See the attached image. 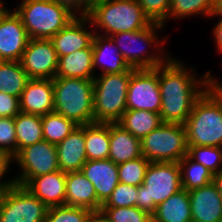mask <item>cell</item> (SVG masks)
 I'll return each instance as SVG.
<instances>
[{
  "label": "cell",
  "mask_w": 222,
  "mask_h": 222,
  "mask_svg": "<svg viewBox=\"0 0 222 222\" xmlns=\"http://www.w3.org/2000/svg\"><path fill=\"white\" fill-rule=\"evenodd\" d=\"M66 173L59 170L32 178L24 187L47 207L65 205Z\"/></svg>",
  "instance_id": "ffe728a7"
},
{
  "label": "cell",
  "mask_w": 222,
  "mask_h": 222,
  "mask_svg": "<svg viewBox=\"0 0 222 222\" xmlns=\"http://www.w3.org/2000/svg\"><path fill=\"white\" fill-rule=\"evenodd\" d=\"M181 189L178 162H150L138 186L136 207L152 216L159 204Z\"/></svg>",
  "instance_id": "52a82bcc"
},
{
  "label": "cell",
  "mask_w": 222,
  "mask_h": 222,
  "mask_svg": "<svg viewBox=\"0 0 222 222\" xmlns=\"http://www.w3.org/2000/svg\"><path fill=\"white\" fill-rule=\"evenodd\" d=\"M216 0H171L168 11V20L171 17L184 18L202 15L210 17L215 12Z\"/></svg>",
  "instance_id": "1f68e13d"
},
{
  "label": "cell",
  "mask_w": 222,
  "mask_h": 222,
  "mask_svg": "<svg viewBox=\"0 0 222 222\" xmlns=\"http://www.w3.org/2000/svg\"><path fill=\"white\" fill-rule=\"evenodd\" d=\"M0 151L13 158L17 154L14 118L0 117Z\"/></svg>",
  "instance_id": "74e56055"
},
{
  "label": "cell",
  "mask_w": 222,
  "mask_h": 222,
  "mask_svg": "<svg viewBox=\"0 0 222 222\" xmlns=\"http://www.w3.org/2000/svg\"><path fill=\"white\" fill-rule=\"evenodd\" d=\"M171 0H137L151 22L165 24Z\"/></svg>",
  "instance_id": "f35d334b"
},
{
  "label": "cell",
  "mask_w": 222,
  "mask_h": 222,
  "mask_svg": "<svg viewBox=\"0 0 222 222\" xmlns=\"http://www.w3.org/2000/svg\"><path fill=\"white\" fill-rule=\"evenodd\" d=\"M149 163L144 156H141L118 164L119 182L136 187L140 186L144 181Z\"/></svg>",
  "instance_id": "d6a6232c"
},
{
  "label": "cell",
  "mask_w": 222,
  "mask_h": 222,
  "mask_svg": "<svg viewBox=\"0 0 222 222\" xmlns=\"http://www.w3.org/2000/svg\"><path fill=\"white\" fill-rule=\"evenodd\" d=\"M82 173L93 183L97 199L103 205L119 183L118 167L112 160H87Z\"/></svg>",
  "instance_id": "ac0fdd59"
},
{
  "label": "cell",
  "mask_w": 222,
  "mask_h": 222,
  "mask_svg": "<svg viewBox=\"0 0 222 222\" xmlns=\"http://www.w3.org/2000/svg\"><path fill=\"white\" fill-rule=\"evenodd\" d=\"M65 189V205L100 212L102 204L97 199L94 185L85 177L82 171L66 173Z\"/></svg>",
  "instance_id": "44dd1931"
},
{
  "label": "cell",
  "mask_w": 222,
  "mask_h": 222,
  "mask_svg": "<svg viewBox=\"0 0 222 222\" xmlns=\"http://www.w3.org/2000/svg\"><path fill=\"white\" fill-rule=\"evenodd\" d=\"M87 160L108 159L110 152V123L85 124Z\"/></svg>",
  "instance_id": "484cf974"
},
{
  "label": "cell",
  "mask_w": 222,
  "mask_h": 222,
  "mask_svg": "<svg viewBox=\"0 0 222 222\" xmlns=\"http://www.w3.org/2000/svg\"><path fill=\"white\" fill-rule=\"evenodd\" d=\"M47 210L24 186L13 183L0 193V222H45Z\"/></svg>",
  "instance_id": "30bf717a"
},
{
  "label": "cell",
  "mask_w": 222,
  "mask_h": 222,
  "mask_svg": "<svg viewBox=\"0 0 222 222\" xmlns=\"http://www.w3.org/2000/svg\"><path fill=\"white\" fill-rule=\"evenodd\" d=\"M4 5L5 4L3 2H0V23L2 19L5 17V15L10 11L4 8L5 7Z\"/></svg>",
  "instance_id": "bcb514c9"
},
{
  "label": "cell",
  "mask_w": 222,
  "mask_h": 222,
  "mask_svg": "<svg viewBox=\"0 0 222 222\" xmlns=\"http://www.w3.org/2000/svg\"><path fill=\"white\" fill-rule=\"evenodd\" d=\"M58 60L51 40L29 39L20 63L29 79H54Z\"/></svg>",
  "instance_id": "4fadbf2b"
},
{
  "label": "cell",
  "mask_w": 222,
  "mask_h": 222,
  "mask_svg": "<svg viewBox=\"0 0 222 222\" xmlns=\"http://www.w3.org/2000/svg\"><path fill=\"white\" fill-rule=\"evenodd\" d=\"M219 16L221 17L213 30L214 41L216 48L219 52H222V13H213L211 17Z\"/></svg>",
  "instance_id": "7bdbcfd3"
},
{
  "label": "cell",
  "mask_w": 222,
  "mask_h": 222,
  "mask_svg": "<svg viewBox=\"0 0 222 222\" xmlns=\"http://www.w3.org/2000/svg\"><path fill=\"white\" fill-rule=\"evenodd\" d=\"M28 80L20 61H3L0 64V92L20 98Z\"/></svg>",
  "instance_id": "f1b7e54d"
},
{
  "label": "cell",
  "mask_w": 222,
  "mask_h": 222,
  "mask_svg": "<svg viewBox=\"0 0 222 222\" xmlns=\"http://www.w3.org/2000/svg\"><path fill=\"white\" fill-rule=\"evenodd\" d=\"M88 222H110L101 212H93Z\"/></svg>",
  "instance_id": "ee69618b"
},
{
  "label": "cell",
  "mask_w": 222,
  "mask_h": 222,
  "mask_svg": "<svg viewBox=\"0 0 222 222\" xmlns=\"http://www.w3.org/2000/svg\"><path fill=\"white\" fill-rule=\"evenodd\" d=\"M152 222H192L189 192L182 188L159 204Z\"/></svg>",
  "instance_id": "d4e9b609"
},
{
  "label": "cell",
  "mask_w": 222,
  "mask_h": 222,
  "mask_svg": "<svg viewBox=\"0 0 222 222\" xmlns=\"http://www.w3.org/2000/svg\"><path fill=\"white\" fill-rule=\"evenodd\" d=\"M178 164L183 189L190 191L213 182L214 174L202 164L192 160L188 155L184 156Z\"/></svg>",
  "instance_id": "f546056e"
},
{
  "label": "cell",
  "mask_w": 222,
  "mask_h": 222,
  "mask_svg": "<svg viewBox=\"0 0 222 222\" xmlns=\"http://www.w3.org/2000/svg\"><path fill=\"white\" fill-rule=\"evenodd\" d=\"M214 13H222V0H216V7Z\"/></svg>",
  "instance_id": "7dc6e473"
},
{
  "label": "cell",
  "mask_w": 222,
  "mask_h": 222,
  "mask_svg": "<svg viewBox=\"0 0 222 222\" xmlns=\"http://www.w3.org/2000/svg\"><path fill=\"white\" fill-rule=\"evenodd\" d=\"M88 21L87 16H76L50 39L58 58L82 49L92 48L93 38L97 31L92 28L90 32L86 28Z\"/></svg>",
  "instance_id": "5bb4252c"
},
{
  "label": "cell",
  "mask_w": 222,
  "mask_h": 222,
  "mask_svg": "<svg viewBox=\"0 0 222 222\" xmlns=\"http://www.w3.org/2000/svg\"><path fill=\"white\" fill-rule=\"evenodd\" d=\"M58 2L60 5L66 7L72 14L75 16L77 13L80 16H88L92 4L94 3L95 0H55Z\"/></svg>",
  "instance_id": "60d3db41"
},
{
  "label": "cell",
  "mask_w": 222,
  "mask_h": 222,
  "mask_svg": "<svg viewBox=\"0 0 222 222\" xmlns=\"http://www.w3.org/2000/svg\"><path fill=\"white\" fill-rule=\"evenodd\" d=\"M20 112L44 116L54 112L52 79H29L19 98Z\"/></svg>",
  "instance_id": "2e32d148"
},
{
  "label": "cell",
  "mask_w": 222,
  "mask_h": 222,
  "mask_svg": "<svg viewBox=\"0 0 222 222\" xmlns=\"http://www.w3.org/2000/svg\"><path fill=\"white\" fill-rule=\"evenodd\" d=\"M138 187L119 182L102 207L136 206Z\"/></svg>",
  "instance_id": "8d00e7d4"
},
{
  "label": "cell",
  "mask_w": 222,
  "mask_h": 222,
  "mask_svg": "<svg viewBox=\"0 0 222 222\" xmlns=\"http://www.w3.org/2000/svg\"><path fill=\"white\" fill-rule=\"evenodd\" d=\"M163 26L164 25L161 23L152 22L148 27L144 29L137 30V31L119 32L114 35H111L110 37L112 38L115 45L121 52L122 57L125 60V62L131 68L152 69L163 64L170 57L169 55L165 57V54L162 57V54H160L161 51H163L164 42L158 43V45H156L157 42H160L158 40L156 33H158L157 31L162 29ZM139 43L140 44L144 43V45H148V46L149 45L152 46L155 44V47L157 46L156 47L157 50L159 51L161 50V51L159 52V55L157 54L152 55L151 53L147 54L148 51H146L147 49H145L144 45L143 47H140L141 45L139 47L137 46L139 45ZM161 46H162V49H158ZM144 53L147 55L145 56Z\"/></svg>",
  "instance_id": "ba28073f"
},
{
  "label": "cell",
  "mask_w": 222,
  "mask_h": 222,
  "mask_svg": "<svg viewBox=\"0 0 222 222\" xmlns=\"http://www.w3.org/2000/svg\"><path fill=\"white\" fill-rule=\"evenodd\" d=\"M187 155L208 168L214 175L222 170V147L188 146Z\"/></svg>",
  "instance_id": "836d02e7"
},
{
  "label": "cell",
  "mask_w": 222,
  "mask_h": 222,
  "mask_svg": "<svg viewBox=\"0 0 222 222\" xmlns=\"http://www.w3.org/2000/svg\"><path fill=\"white\" fill-rule=\"evenodd\" d=\"M54 112L74 121L77 125L94 123V80L55 77Z\"/></svg>",
  "instance_id": "277c9868"
},
{
  "label": "cell",
  "mask_w": 222,
  "mask_h": 222,
  "mask_svg": "<svg viewBox=\"0 0 222 222\" xmlns=\"http://www.w3.org/2000/svg\"><path fill=\"white\" fill-rule=\"evenodd\" d=\"M29 36L20 16L9 11L0 23V57L3 61H20Z\"/></svg>",
  "instance_id": "9a60e30c"
},
{
  "label": "cell",
  "mask_w": 222,
  "mask_h": 222,
  "mask_svg": "<svg viewBox=\"0 0 222 222\" xmlns=\"http://www.w3.org/2000/svg\"><path fill=\"white\" fill-rule=\"evenodd\" d=\"M93 69L99 66L102 73L111 74L126 72L130 66L125 62L121 52L115 45L114 41L109 36L95 33L93 42ZM111 56L109 61L108 56ZM107 59V62H106ZM99 64V65H98ZM102 64V65H101Z\"/></svg>",
  "instance_id": "7402d4cb"
},
{
  "label": "cell",
  "mask_w": 222,
  "mask_h": 222,
  "mask_svg": "<svg viewBox=\"0 0 222 222\" xmlns=\"http://www.w3.org/2000/svg\"><path fill=\"white\" fill-rule=\"evenodd\" d=\"M89 25L104 30V36L137 31L152 22L143 13L137 0H95L87 16Z\"/></svg>",
  "instance_id": "3957f363"
},
{
  "label": "cell",
  "mask_w": 222,
  "mask_h": 222,
  "mask_svg": "<svg viewBox=\"0 0 222 222\" xmlns=\"http://www.w3.org/2000/svg\"><path fill=\"white\" fill-rule=\"evenodd\" d=\"M14 10L30 39L50 40L76 17L55 0H22Z\"/></svg>",
  "instance_id": "5b68a950"
},
{
  "label": "cell",
  "mask_w": 222,
  "mask_h": 222,
  "mask_svg": "<svg viewBox=\"0 0 222 222\" xmlns=\"http://www.w3.org/2000/svg\"><path fill=\"white\" fill-rule=\"evenodd\" d=\"M85 125H78L64 140L56 144L59 169L64 173L81 171L87 161Z\"/></svg>",
  "instance_id": "d6986e66"
},
{
  "label": "cell",
  "mask_w": 222,
  "mask_h": 222,
  "mask_svg": "<svg viewBox=\"0 0 222 222\" xmlns=\"http://www.w3.org/2000/svg\"><path fill=\"white\" fill-rule=\"evenodd\" d=\"M182 63L169 57L158 66L162 122L184 124L196 100L216 80L210 71L199 80Z\"/></svg>",
  "instance_id": "6da1fadb"
},
{
  "label": "cell",
  "mask_w": 222,
  "mask_h": 222,
  "mask_svg": "<svg viewBox=\"0 0 222 222\" xmlns=\"http://www.w3.org/2000/svg\"><path fill=\"white\" fill-rule=\"evenodd\" d=\"M188 192L192 222H222V197L213 182Z\"/></svg>",
  "instance_id": "e0dca14e"
},
{
  "label": "cell",
  "mask_w": 222,
  "mask_h": 222,
  "mask_svg": "<svg viewBox=\"0 0 222 222\" xmlns=\"http://www.w3.org/2000/svg\"><path fill=\"white\" fill-rule=\"evenodd\" d=\"M19 112V98L0 92V117L15 118Z\"/></svg>",
  "instance_id": "ab89813d"
},
{
  "label": "cell",
  "mask_w": 222,
  "mask_h": 222,
  "mask_svg": "<svg viewBox=\"0 0 222 222\" xmlns=\"http://www.w3.org/2000/svg\"><path fill=\"white\" fill-rule=\"evenodd\" d=\"M12 162V158L9 157L3 151H0V193L5 189L9 188L13 183V178L11 180L1 181L2 177L8 172L9 164Z\"/></svg>",
  "instance_id": "b9f144b4"
},
{
  "label": "cell",
  "mask_w": 222,
  "mask_h": 222,
  "mask_svg": "<svg viewBox=\"0 0 222 222\" xmlns=\"http://www.w3.org/2000/svg\"><path fill=\"white\" fill-rule=\"evenodd\" d=\"M17 153L24 147L44 140L41 116L19 112L14 118Z\"/></svg>",
  "instance_id": "83f0119b"
},
{
  "label": "cell",
  "mask_w": 222,
  "mask_h": 222,
  "mask_svg": "<svg viewBox=\"0 0 222 222\" xmlns=\"http://www.w3.org/2000/svg\"><path fill=\"white\" fill-rule=\"evenodd\" d=\"M141 156V139L129 133L118 123H110L108 158L118 165Z\"/></svg>",
  "instance_id": "603a6c76"
},
{
  "label": "cell",
  "mask_w": 222,
  "mask_h": 222,
  "mask_svg": "<svg viewBox=\"0 0 222 222\" xmlns=\"http://www.w3.org/2000/svg\"><path fill=\"white\" fill-rule=\"evenodd\" d=\"M92 211L74 206L58 205L48 207L45 222H88Z\"/></svg>",
  "instance_id": "e575fe53"
},
{
  "label": "cell",
  "mask_w": 222,
  "mask_h": 222,
  "mask_svg": "<svg viewBox=\"0 0 222 222\" xmlns=\"http://www.w3.org/2000/svg\"><path fill=\"white\" fill-rule=\"evenodd\" d=\"M127 110H146L160 113L161 95L158 66L152 69H134L128 83Z\"/></svg>",
  "instance_id": "7c38bea8"
},
{
  "label": "cell",
  "mask_w": 222,
  "mask_h": 222,
  "mask_svg": "<svg viewBox=\"0 0 222 222\" xmlns=\"http://www.w3.org/2000/svg\"><path fill=\"white\" fill-rule=\"evenodd\" d=\"M21 167V173L13 179L15 184L25 186L32 178L59 171L56 144L42 140L22 148L13 158Z\"/></svg>",
  "instance_id": "8fae6325"
},
{
  "label": "cell",
  "mask_w": 222,
  "mask_h": 222,
  "mask_svg": "<svg viewBox=\"0 0 222 222\" xmlns=\"http://www.w3.org/2000/svg\"><path fill=\"white\" fill-rule=\"evenodd\" d=\"M100 212L110 222H152V216L136 206L101 207Z\"/></svg>",
  "instance_id": "d590c367"
},
{
  "label": "cell",
  "mask_w": 222,
  "mask_h": 222,
  "mask_svg": "<svg viewBox=\"0 0 222 222\" xmlns=\"http://www.w3.org/2000/svg\"><path fill=\"white\" fill-rule=\"evenodd\" d=\"M213 183L216 185L219 195L222 197V170L214 175Z\"/></svg>",
  "instance_id": "f6af8a7d"
},
{
  "label": "cell",
  "mask_w": 222,
  "mask_h": 222,
  "mask_svg": "<svg viewBox=\"0 0 222 222\" xmlns=\"http://www.w3.org/2000/svg\"><path fill=\"white\" fill-rule=\"evenodd\" d=\"M92 48L82 49L59 57L56 77L94 80Z\"/></svg>",
  "instance_id": "cb8c5ba5"
},
{
  "label": "cell",
  "mask_w": 222,
  "mask_h": 222,
  "mask_svg": "<svg viewBox=\"0 0 222 222\" xmlns=\"http://www.w3.org/2000/svg\"><path fill=\"white\" fill-rule=\"evenodd\" d=\"M117 123L135 137L142 139L163 122L159 113L146 110H126Z\"/></svg>",
  "instance_id": "4316f807"
},
{
  "label": "cell",
  "mask_w": 222,
  "mask_h": 222,
  "mask_svg": "<svg viewBox=\"0 0 222 222\" xmlns=\"http://www.w3.org/2000/svg\"><path fill=\"white\" fill-rule=\"evenodd\" d=\"M188 146L222 147V83L215 80L196 100L184 123Z\"/></svg>",
  "instance_id": "7a4b0ae2"
},
{
  "label": "cell",
  "mask_w": 222,
  "mask_h": 222,
  "mask_svg": "<svg viewBox=\"0 0 222 222\" xmlns=\"http://www.w3.org/2000/svg\"><path fill=\"white\" fill-rule=\"evenodd\" d=\"M41 123L44 140L52 144L60 143L78 126L74 121L56 112L41 116Z\"/></svg>",
  "instance_id": "4dcf8cb0"
},
{
  "label": "cell",
  "mask_w": 222,
  "mask_h": 222,
  "mask_svg": "<svg viewBox=\"0 0 222 222\" xmlns=\"http://www.w3.org/2000/svg\"><path fill=\"white\" fill-rule=\"evenodd\" d=\"M133 68L126 72L100 74L94 78V123H117L127 110L128 83Z\"/></svg>",
  "instance_id": "8992f818"
},
{
  "label": "cell",
  "mask_w": 222,
  "mask_h": 222,
  "mask_svg": "<svg viewBox=\"0 0 222 222\" xmlns=\"http://www.w3.org/2000/svg\"><path fill=\"white\" fill-rule=\"evenodd\" d=\"M141 153L149 162H179L188 153L184 124L163 122L141 139Z\"/></svg>",
  "instance_id": "9c48e42d"
}]
</instances>
